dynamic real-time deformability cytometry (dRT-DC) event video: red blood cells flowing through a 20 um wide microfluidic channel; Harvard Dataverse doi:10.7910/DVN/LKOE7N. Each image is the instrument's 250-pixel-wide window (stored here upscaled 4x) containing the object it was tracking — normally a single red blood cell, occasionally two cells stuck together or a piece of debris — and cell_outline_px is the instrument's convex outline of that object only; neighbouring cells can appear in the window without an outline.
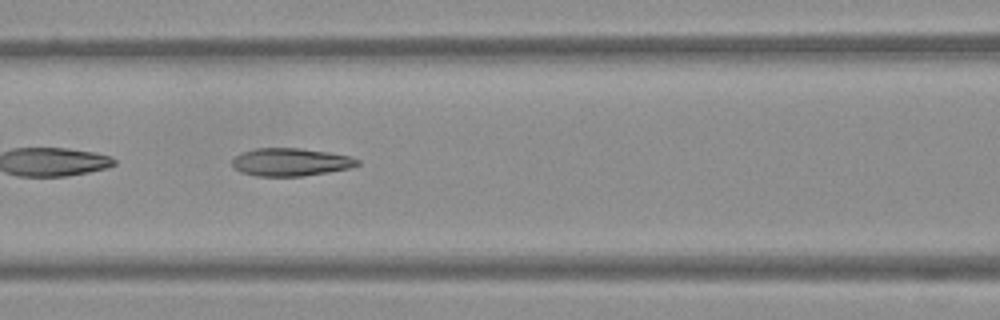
{"species": "Egyptian fruit bat (a non-hibernating species)", "species_latin": "Rousettus aegyptiacus", "temperature_condition": "warm", "stored_images_in_passage": 51, "camera_frame_rate_fps": 3000, "um_per_image_px": 0.085, "frame": {"image": 1, "passage_image": 22, "time_ms": 7.0, "image_size_px": [1000, 320], "cell_outline_px": [[360, 164], [348, 168], [304, 176], [256, 176], [240, 172], [232, 164], [232, 160], [236, 156], [244, 152], [256, 148], [300, 148], [328, 152], [348, 156], [360, 160]], "centroid_in_image_um": [24.7, 13.78], "position_along_channel_um": 141.9, "area_um2": 20.11}}